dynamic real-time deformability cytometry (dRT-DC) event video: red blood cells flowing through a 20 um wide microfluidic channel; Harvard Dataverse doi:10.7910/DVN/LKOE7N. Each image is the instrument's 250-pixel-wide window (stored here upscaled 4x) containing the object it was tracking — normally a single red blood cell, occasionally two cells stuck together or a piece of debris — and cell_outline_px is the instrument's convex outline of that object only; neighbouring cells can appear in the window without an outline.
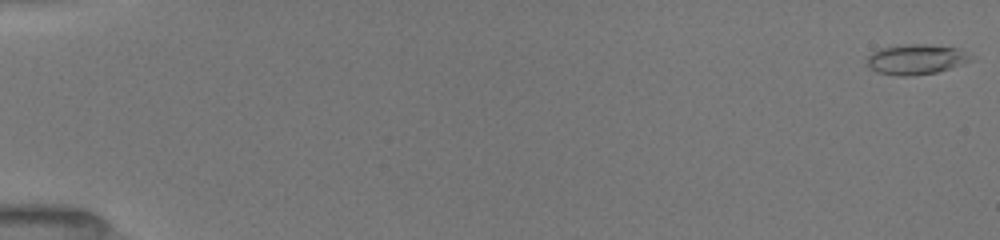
{"species": "common noctule bat (a hibernating species)", "species_latin": "Nyctalus noctula", "temperature_condition": "room temperature", "stored_images_in_passage": 52, "camera_frame_rate_fps": 3000, "um_per_image_px": 0.085, "animal": {"sex": "female", "body_mass_g": 19.5, "forearm_length_mm": 54.1}, "frame": {"image": 1, "passage_image": 1, "time_ms": 0.0, "image_size_px": [1000, 240], "cell_outline_px": [[976, 60], [936, 72], [912, 76], [896, 76], [876, 72], [868, 64], [868, 56], [872, 52], [880, 48], [908, 44], [924, 44], [960, 48], [976, 56]], "centroid_in_image_um": [77.96, 5.04], "position_along_channel_um": 7.0, "area_um2": 18.5}}
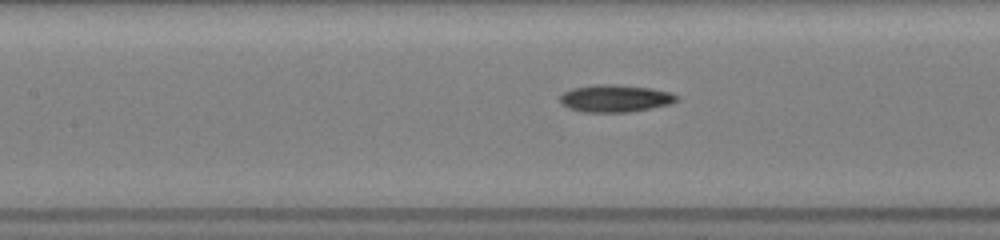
{"frame": {"image": 2, "passage_image": 25, "time_ms": 8.0, "image_size_px": [1000, 240], "cell_outline_px": [[680, 96], [676, 100], [668, 104], [628, 112], [584, 112], [568, 108], [560, 104], [560, 96], [564, 92], [572, 88], [592, 84], [616, 84], [652, 88], [672, 92]], "centroid_in_image_um": [52.26, 8.35], "position_along_channel_um": 155.1, "area_um2": 18.67}}
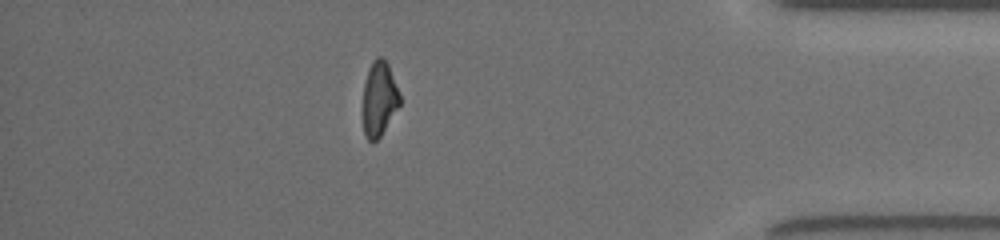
{"frame": {"image": 3, "passage_image": 46, "time_ms": 15.0, "image_size_px": [1000, 240], "cell_outline_px": [[400, 104], [380, 136], [372, 144], [368, 140], [364, 132], [364, 84], [368, 68], [372, 60], [376, 56], [380, 56], [388, 64], [400, 96]], "centroid_in_image_um": [32.22, 8.38], "position_along_channel_um": 403.0, "area_um2": 15.72}, "authors_computed_cell_mechanics": {"area_um2": 17.6001, "velocity_mm_per_s": 4.0223, "shape_relaxation_time_tau1_ms": 5.7515, "shape_relaxation_time_tau2_ms": 3.1375, "deformation_change_tau1": 0.1851, "deformation_change_tau2": 0.123}}